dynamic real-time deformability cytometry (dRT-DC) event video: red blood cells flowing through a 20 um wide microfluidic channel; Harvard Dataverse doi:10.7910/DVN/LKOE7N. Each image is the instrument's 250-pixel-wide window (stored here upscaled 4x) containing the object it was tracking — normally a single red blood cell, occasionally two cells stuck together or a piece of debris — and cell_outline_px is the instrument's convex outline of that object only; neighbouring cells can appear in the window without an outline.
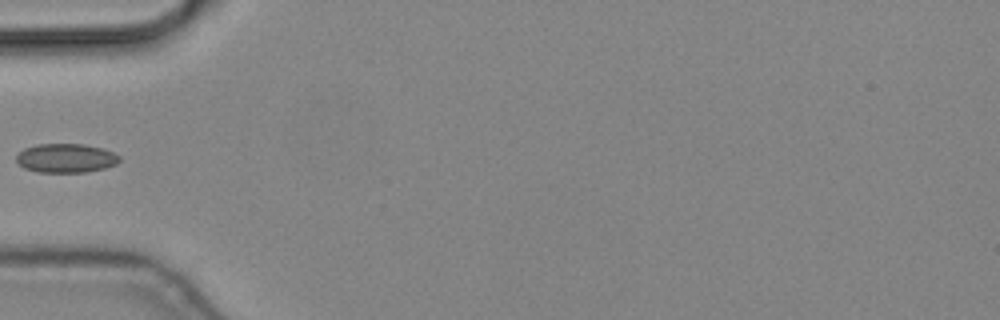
{"species": "common noctule bat (a hibernating species)", "species_latin": "Nyctalus noctula", "temperature_condition": "cold", "stored_images_in_passage": 4, "camera_frame_rate_fps": 3000, "um_per_image_px": 0.085, "animal": {"sex": "male", "body_mass_g": 19.2, "forearm_length_mm": 51.8}, "frame": {"image": 1, "passage_image": 4, "time_ms": 1.0, "image_size_px": [1000, 320], "cell_outline_px": [[120, 160], [116, 164], [104, 168], [84, 172], [36, 172], [24, 168], [16, 160], [16, 156], [24, 148], [36, 144], [84, 144], [104, 148], [120, 156]], "centroid_in_image_um": [5.6, 13.43], "position_along_channel_um": 79.4, "area_um2": 17.46}}